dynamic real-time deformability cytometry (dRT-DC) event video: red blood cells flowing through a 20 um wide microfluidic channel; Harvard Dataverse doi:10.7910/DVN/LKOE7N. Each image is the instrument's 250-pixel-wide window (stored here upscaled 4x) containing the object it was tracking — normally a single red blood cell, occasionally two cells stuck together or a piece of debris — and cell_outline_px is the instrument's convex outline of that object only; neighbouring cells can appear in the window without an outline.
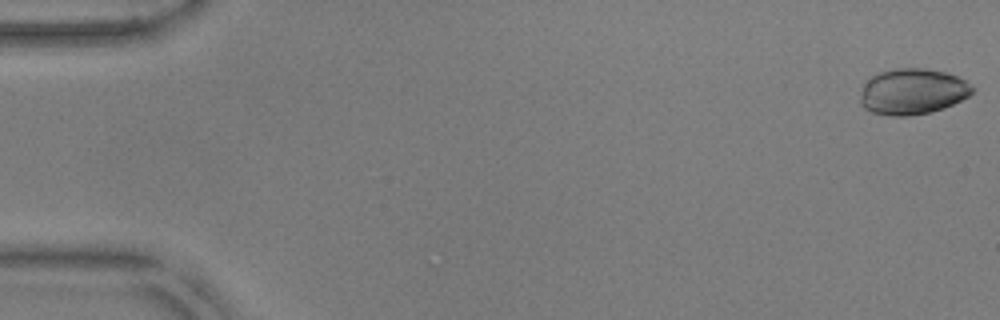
{"species": "common noctule bat (a hibernating species)", "species_latin": "Nyctalus noctula", "temperature_condition": "warm", "stored_images_in_passage": 10, "camera_frame_rate_fps": 3000, "um_per_image_px": 0.085, "animal": {"sex": "male", "body_mass_g": 17.9, "forearm_length_mm": 54.2}, "frame": {"image": 1, "passage_image": 1, "time_ms": 0.0, "image_size_px": [1000, 320], "cell_outline_px": [[972, 92], [968, 96], [944, 108], [928, 112], [908, 116], [892, 116], [872, 112], [864, 108], [860, 104], [860, 96], [864, 84], [872, 76], [880, 72], [896, 68], [924, 68], [944, 72], [956, 76], [964, 80], [972, 88]], "centroid_in_image_um": [77.52, 7.78], "position_along_channel_um": 7.5, "area_um2": 29.65}}